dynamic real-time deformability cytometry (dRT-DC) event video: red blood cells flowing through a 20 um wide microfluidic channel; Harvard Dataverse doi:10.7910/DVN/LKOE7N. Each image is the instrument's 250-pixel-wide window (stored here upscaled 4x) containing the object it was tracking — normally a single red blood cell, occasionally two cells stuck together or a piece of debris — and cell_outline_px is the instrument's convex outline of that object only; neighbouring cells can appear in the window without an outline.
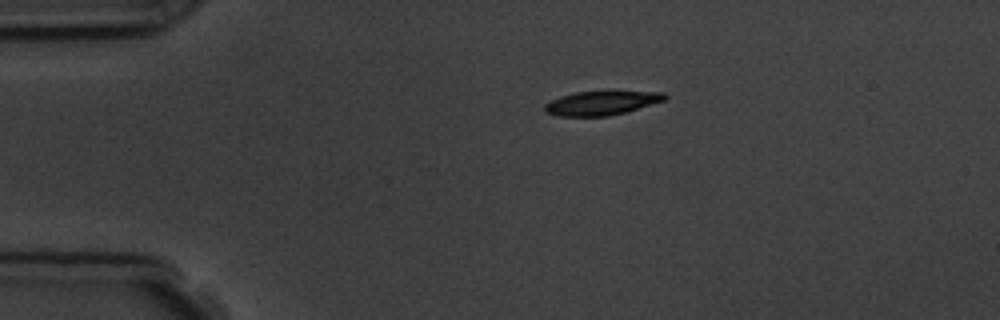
{"species": "common noctule bat (a hibernating species)", "species_latin": "Nyctalus noctula", "temperature_condition": "room temperature", "stored_images_in_passage": 5, "camera_frame_rate_fps": 3000, "um_per_image_px": 0.085, "animal": {"sex": "male", "body_mass_g": 19.5, "forearm_length_mm": 54.6}, "frame": {"image": 1, "passage_image": 1, "time_ms": 0.0, "image_size_px": [1000, 320], "cell_outline_px": [[668, 96], [664, 100], [624, 112], [608, 116], [556, 116], [548, 112], [544, 108], [544, 104], [560, 96], [576, 92], [664, 92]], "centroid_in_image_um": [51.09, 8.76], "position_along_channel_um": 33.9, "area_um2": 16.36}}
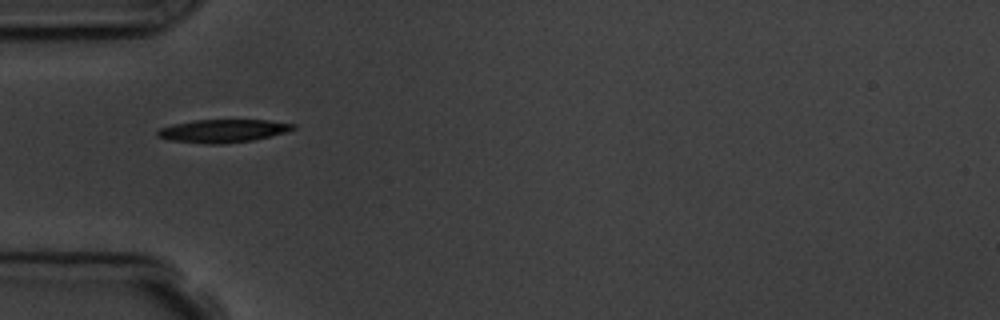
{"frame": {"image": 2, "passage_image": 3, "time_ms": 2.0, "image_size_px": [1000, 320], "cell_outline_px": [[296, 128], [284, 132], [252, 140], [224, 144], [208, 144], [168, 140], [156, 136], [156, 132], [160, 128], [172, 124], [192, 120], [268, 120], [296, 124]], "centroid_in_image_um": [18.89, 11.12], "position_along_channel_um": 66.1, "area_um2": 18.21}}